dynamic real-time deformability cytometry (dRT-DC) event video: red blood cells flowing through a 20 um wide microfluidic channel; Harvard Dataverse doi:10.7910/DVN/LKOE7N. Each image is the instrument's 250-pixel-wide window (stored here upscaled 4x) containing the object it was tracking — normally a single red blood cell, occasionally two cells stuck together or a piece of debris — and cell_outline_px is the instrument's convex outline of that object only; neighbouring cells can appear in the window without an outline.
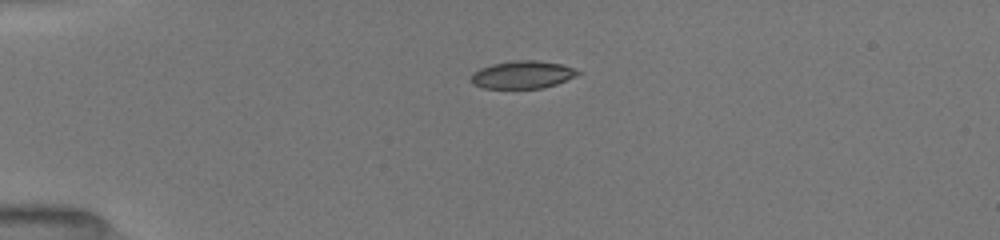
{"species": "common noctule bat (a hibernating species)", "species_latin": "Nyctalus noctula", "temperature_condition": "room temperature", "stored_images_in_passage": 11, "camera_frame_rate_fps": 3000, "um_per_image_px": 0.085, "animal": {"sex": "female", "body_mass_g": 19.5, "forearm_length_mm": 54.1}, "frame": {"image": 1, "passage_image": 10, "time_ms": 4.333, "image_size_px": [1000, 240], "cell_outline_px": [[580, 72], [576, 76], [556, 84], [544, 88], [484, 88], [472, 84], [468, 80], [472, 72], [480, 68], [492, 64], [512, 60], [536, 60], [560, 64], [572, 68]], "centroid_in_image_um": [44.34, 6.35], "position_along_channel_um": 40.7, "area_um2": 17.28}}